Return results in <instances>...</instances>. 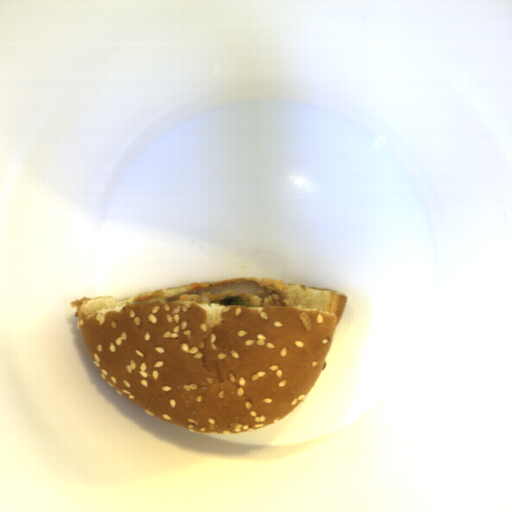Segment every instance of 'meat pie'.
<instances>
[{"instance_id": "meat-pie-1", "label": "meat pie", "mask_w": 512, "mask_h": 512, "mask_svg": "<svg viewBox=\"0 0 512 512\" xmlns=\"http://www.w3.org/2000/svg\"><path fill=\"white\" fill-rule=\"evenodd\" d=\"M229 296H243L254 307L292 308L295 301L285 283L260 277L224 279L217 282H192L187 293L171 303L180 305H225Z\"/></svg>"}, {"instance_id": "meat-pie-2", "label": "meat pie", "mask_w": 512, "mask_h": 512, "mask_svg": "<svg viewBox=\"0 0 512 512\" xmlns=\"http://www.w3.org/2000/svg\"><path fill=\"white\" fill-rule=\"evenodd\" d=\"M134 303H147V304H163L169 303L166 292L162 290L155 291L150 296L137 295L134 298Z\"/></svg>"}]
</instances>
